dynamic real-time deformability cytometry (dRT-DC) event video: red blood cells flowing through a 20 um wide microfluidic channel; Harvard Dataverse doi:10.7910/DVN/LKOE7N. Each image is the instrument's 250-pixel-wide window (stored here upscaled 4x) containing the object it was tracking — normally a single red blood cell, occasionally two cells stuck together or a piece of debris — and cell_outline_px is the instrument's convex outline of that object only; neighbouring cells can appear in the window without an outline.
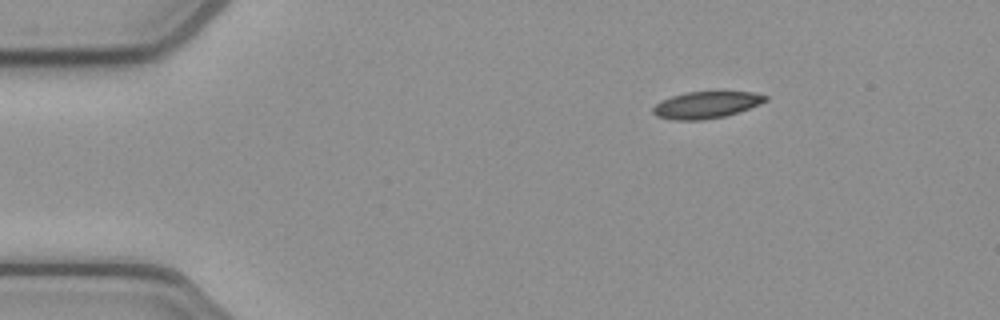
{"species": "common noctule bat (a hibernating species)", "species_latin": "Nyctalus noctula", "temperature_condition": "cold", "stored_images_in_passage": 45, "camera_frame_rate_fps": 3000, "um_per_image_px": 0.085, "animal": {"sex": "female", "body_mass_g": 21.9}, "frame": {"image": 1, "passage_image": 1, "time_ms": 0.0, "image_size_px": [1000, 320], "cell_outline_px": [[768, 100], [760, 104], [724, 116], [704, 120], [676, 120], [656, 116], [652, 112], [652, 108], [660, 100], [672, 96], [688, 92], [752, 92], [768, 96]], "centroid_in_image_um": [60.0, 8.92], "position_along_channel_um": 25.0, "area_um2": 17.4}}
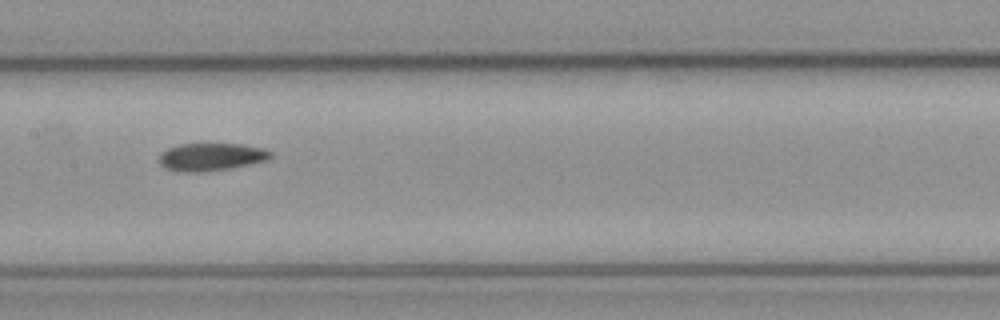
{"frame": {"image": 2, "passage_image": 19, "time_ms": 6.0, "image_size_px": [1000, 320], "cell_outline_px": [[272, 156], [268, 160], [228, 168], [204, 172], [176, 172], [164, 168], [160, 164], [160, 152], [168, 148], [180, 144], [240, 144], [264, 148], [272, 152]], "centroid_in_image_um": [17.92, 13.34], "position_along_channel_um": 189.5, "area_um2": 18.03}}
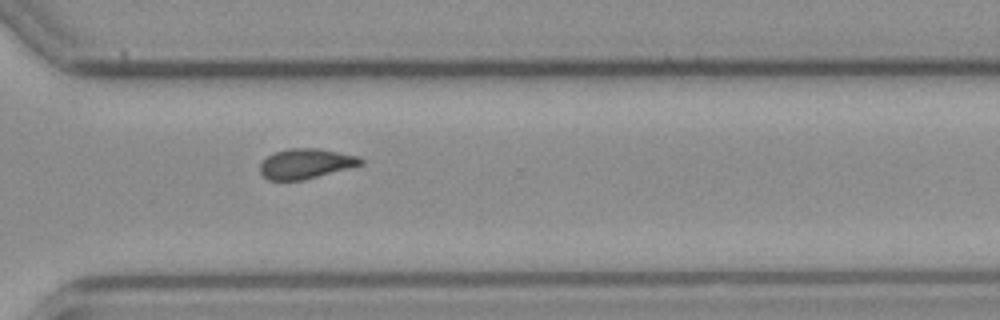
{"frame": {"image": 3, "passage_image": 31, "time_ms": 10.0, "image_size_px": [1000, 320], "cell_outline_px": [[364, 164], [304, 180], [268, 180], [260, 172], [260, 164], [268, 156], [276, 152], [288, 148], [320, 148], [360, 156], [364, 160]], "centroid_in_image_um": [26.03, 13.9], "position_along_channel_um": 344.6, "area_um2": 17.69}, "authors_computed_cell_mechanics": {"area_um2": 18.0914, "velocity_mm_per_s": 3.8921, "shape_relaxation_time_tau1_ms": 9.2368, "shape_relaxation_time_tau2_ms": 3.5079, "deformation_change_tau1": 0.1805, "deformation_change_tau2": 0.0873}}